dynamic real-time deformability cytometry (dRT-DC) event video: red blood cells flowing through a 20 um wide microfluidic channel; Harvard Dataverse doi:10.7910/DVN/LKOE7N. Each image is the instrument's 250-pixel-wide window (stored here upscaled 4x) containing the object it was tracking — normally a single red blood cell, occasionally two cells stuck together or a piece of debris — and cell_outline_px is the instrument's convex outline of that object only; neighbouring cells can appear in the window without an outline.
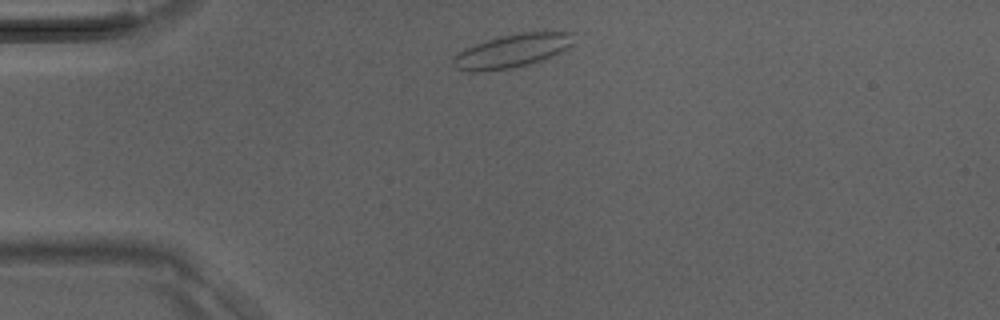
{"species": "Egyptian fruit bat (a non-hibernating species)", "species_latin": "Rousettus aegyptiacus", "temperature_condition": "room temperature", "stored_images_in_passage": 32, "camera_frame_rate_fps": 3000, "um_per_image_px": 0.085, "animal": {"sex": "male"}, "frame": {"image": 1, "passage_image": 1, "time_ms": 0.0, "image_size_px": [1000, 320], "cell_outline_px": [[576, 32], [572, 44], [560, 52], [552, 56], [528, 64], [512, 68], [480, 72], [476, 72], [456, 68], [452, 64], [452, 56], [476, 44], [500, 36], [524, 32]], "centroid_in_image_um": [43.54, 4.32], "position_along_channel_um": 41.5, "area_um2": 23.18}}
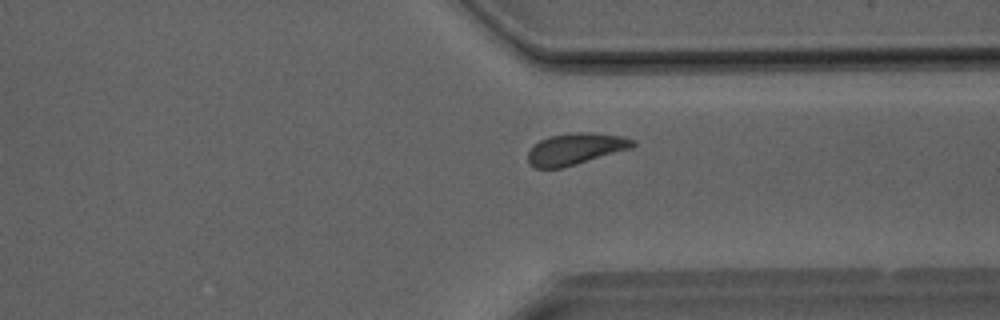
{"frame": {"image": 2, "passage_image": 22, "time_ms": 7.0, "image_size_px": [1000, 320], "cell_outline_px": [[636, 144], [632, 148], [576, 164], [560, 168], [536, 168], [528, 164], [528, 152], [540, 140], [548, 136], [576, 132], [592, 132], [624, 136], [636, 140]], "centroid_in_image_um": [48.95, 12.64], "position_along_channel_um": 362.5, "area_um2": 19.31}}
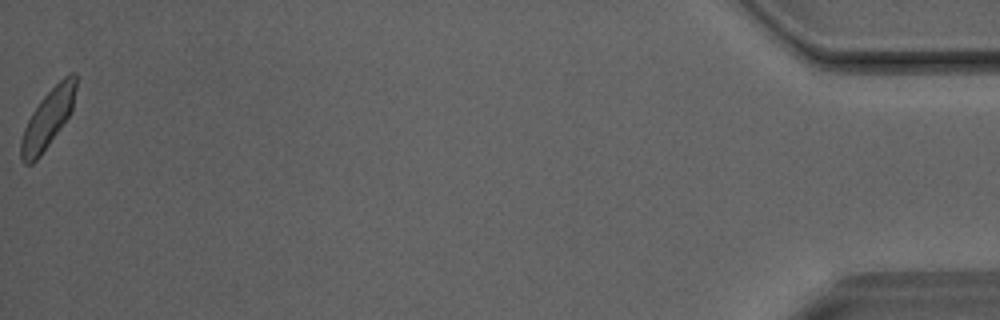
{"frame": {"image": 3, "passage_image": 32, "time_ms": 10.333, "image_size_px": [1000, 320], "cell_outline_px": [[76, 88], [72, 112], [40, 156], [32, 164], [24, 164], [20, 160], [20, 140], [24, 128], [32, 112], [40, 100], [64, 76], [72, 72], [76, 72]], "centroid_in_image_um": [4.06, 10.1], "position_along_channel_um": 431.1, "area_um2": 18.73}}